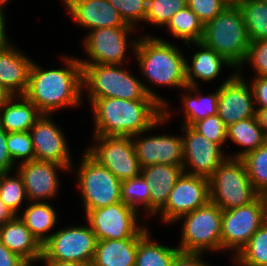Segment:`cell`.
Here are the masks:
<instances>
[{
	"instance_id": "cell-1",
	"label": "cell",
	"mask_w": 267,
	"mask_h": 266,
	"mask_svg": "<svg viewBox=\"0 0 267 266\" xmlns=\"http://www.w3.org/2000/svg\"><path fill=\"white\" fill-rule=\"evenodd\" d=\"M94 136H134L169 120L170 111L157 100L97 98L91 104Z\"/></svg>"
},
{
	"instance_id": "cell-2",
	"label": "cell",
	"mask_w": 267,
	"mask_h": 266,
	"mask_svg": "<svg viewBox=\"0 0 267 266\" xmlns=\"http://www.w3.org/2000/svg\"><path fill=\"white\" fill-rule=\"evenodd\" d=\"M63 68L43 70L35 62L29 73L24 96L41 114L52 115L65 107H78L82 103V66L79 59L64 55Z\"/></svg>"
},
{
	"instance_id": "cell-3",
	"label": "cell",
	"mask_w": 267,
	"mask_h": 266,
	"mask_svg": "<svg viewBox=\"0 0 267 266\" xmlns=\"http://www.w3.org/2000/svg\"><path fill=\"white\" fill-rule=\"evenodd\" d=\"M131 50L143 76L152 84L186 88V58L177 46L159 37L131 39Z\"/></svg>"
},
{
	"instance_id": "cell-4",
	"label": "cell",
	"mask_w": 267,
	"mask_h": 266,
	"mask_svg": "<svg viewBox=\"0 0 267 266\" xmlns=\"http://www.w3.org/2000/svg\"><path fill=\"white\" fill-rule=\"evenodd\" d=\"M82 66L83 90L86 89L90 104L97 98L125 100H157L169 110L168 101L156 95L122 65L90 64ZM123 68H122V67Z\"/></svg>"
},
{
	"instance_id": "cell-5",
	"label": "cell",
	"mask_w": 267,
	"mask_h": 266,
	"mask_svg": "<svg viewBox=\"0 0 267 266\" xmlns=\"http://www.w3.org/2000/svg\"><path fill=\"white\" fill-rule=\"evenodd\" d=\"M201 42L223 56L236 70L243 64L251 41L234 0L204 25Z\"/></svg>"
},
{
	"instance_id": "cell-6",
	"label": "cell",
	"mask_w": 267,
	"mask_h": 266,
	"mask_svg": "<svg viewBox=\"0 0 267 266\" xmlns=\"http://www.w3.org/2000/svg\"><path fill=\"white\" fill-rule=\"evenodd\" d=\"M258 196L242 159L228 157L209 177V199L222 210L250 204Z\"/></svg>"
},
{
	"instance_id": "cell-7",
	"label": "cell",
	"mask_w": 267,
	"mask_h": 266,
	"mask_svg": "<svg viewBox=\"0 0 267 266\" xmlns=\"http://www.w3.org/2000/svg\"><path fill=\"white\" fill-rule=\"evenodd\" d=\"M222 213L218 205L208 201L204 206L180 216L177 220L184 218V224L178 248L196 253L221 251Z\"/></svg>"
},
{
	"instance_id": "cell-8",
	"label": "cell",
	"mask_w": 267,
	"mask_h": 266,
	"mask_svg": "<svg viewBox=\"0 0 267 266\" xmlns=\"http://www.w3.org/2000/svg\"><path fill=\"white\" fill-rule=\"evenodd\" d=\"M77 172L85 214L121 202V181L86 151Z\"/></svg>"
},
{
	"instance_id": "cell-9",
	"label": "cell",
	"mask_w": 267,
	"mask_h": 266,
	"mask_svg": "<svg viewBox=\"0 0 267 266\" xmlns=\"http://www.w3.org/2000/svg\"><path fill=\"white\" fill-rule=\"evenodd\" d=\"M86 218L97 240L143 237L149 231L138 225L139 212L122 202L90 210Z\"/></svg>"
},
{
	"instance_id": "cell-10",
	"label": "cell",
	"mask_w": 267,
	"mask_h": 266,
	"mask_svg": "<svg viewBox=\"0 0 267 266\" xmlns=\"http://www.w3.org/2000/svg\"><path fill=\"white\" fill-rule=\"evenodd\" d=\"M266 220L267 209L259 196L250 204L223 210L222 250L234 252L235 258Z\"/></svg>"
},
{
	"instance_id": "cell-11",
	"label": "cell",
	"mask_w": 267,
	"mask_h": 266,
	"mask_svg": "<svg viewBox=\"0 0 267 266\" xmlns=\"http://www.w3.org/2000/svg\"><path fill=\"white\" fill-rule=\"evenodd\" d=\"M97 239L90 226L62 228L42 245L41 260L91 263Z\"/></svg>"
},
{
	"instance_id": "cell-12",
	"label": "cell",
	"mask_w": 267,
	"mask_h": 266,
	"mask_svg": "<svg viewBox=\"0 0 267 266\" xmlns=\"http://www.w3.org/2000/svg\"><path fill=\"white\" fill-rule=\"evenodd\" d=\"M96 145L85 150L120 181L136 177L141 166L130 136H94Z\"/></svg>"
},
{
	"instance_id": "cell-13",
	"label": "cell",
	"mask_w": 267,
	"mask_h": 266,
	"mask_svg": "<svg viewBox=\"0 0 267 266\" xmlns=\"http://www.w3.org/2000/svg\"><path fill=\"white\" fill-rule=\"evenodd\" d=\"M132 26L104 27L89 31L84 39V50L92 59H79L81 65L112 64L123 65L126 59L127 35L134 32Z\"/></svg>"
},
{
	"instance_id": "cell-14",
	"label": "cell",
	"mask_w": 267,
	"mask_h": 266,
	"mask_svg": "<svg viewBox=\"0 0 267 266\" xmlns=\"http://www.w3.org/2000/svg\"><path fill=\"white\" fill-rule=\"evenodd\" d=\"M209 199V178L185 172L178 178L165 206L159 211L165 223H173L189 212L204 206Z\"/></svg>"
},
{
	"instance_id": "cell-15",
	"label": "cell",
	"mask_w": 267,
	"mask_h": 266,
	"mask_svg": "<svg viewBox=\"0 0 267 266\" xmlns=\"http://www.w3.org/2000/svg\"><path fill=\"white\" fill-rule=\"evenodd\" d=\"M181 129L185 132L182 137L184 172L209 178L229 156H225L220 144L208 140L191 126L181 125ZM187 167H190L189 171Z\"/></svg>"
},
{
	"instance_id": "cell-16",
	"label": "cell",
	"mask_w": 267,
	"mask_h": 266,
	"mask_svg": "<svg viewBox=\"0 0 267 266\" xmlns=\"http://www.w3.org/2000/svg\"><path fill=\"white\" fill-rule=\"evenodd\" d=\"M240 74L235 71L218 87L217 115L226 127L257 114L251 86Z\"/></svg>"
},
{
	"instance_id": "cell-17",
	"label": "cell",
	"mask_w": 267,
	"mask_h": 266,
	"mask_svg": "<svg viewBox=\"0 0 267 266\" xmlns=\"http://www.w3.org/2000/svg\"><path fill=\"white\" fill-rule=\"evenodd\" d=\"M50 117L48 114H42L29 131L35 160L64 165L71 173L73 166L67 141L62 130L51 121Z\"/></svg>"
},
{
	"instance_id": "cell-18",
	"label": "cell",
	"mask_w": 267,
	"mask_h": 266,
	"mask_svg": "<svg viewBox=\"0 0 267 266\" xmlns=\"http://www.w3.org/2000/svg\"><path fill=\"white\" fill-rule=\"evenodd\" d=\"M138 133L132 136L136 157L141 168L152 164L182 166L184 152L182 136L153 135L146 138ZM141 135V136H140Z\"/></svg>"
},
{
	"instance_id": "cell-19",
	"label": "cell",
	"mask_w": 267,
	"mask_h": 266,
	"mask_svg": "<svg viewBox=\"0 0 267 266\" xmlns=\"http://www.w3.org/2000/svg\"><path fill=\"white\" fill-rule=\"evenodd\" d=\"M70 171L64 165L46 161L19 163L17 172L22 176L27 201H41L56 196L59 187L57 170Z\"/></svg>"
},
{
	"instance_id": "cell-20",
	"label": "cell",
	"mask_w": 267,
	"mask_h": 266,
	"mask_svg": "<svg viewBox=\"0 0 267 266\" xmlns=\"http://www.w3.org/2000/svg\"><path fill=\"white\" fill-rule=\"evenodd\" d=\"M63 3L73 21L87 30L130 26L108 0H63Z\"/></svg>"
},
{
	"instance_id": "cell-21",
	"label": "cell",
	"mask_w": 267,
	"mask_h": 266,
	"mask_svg": "<svg viewBox=\"0 0 267 266\" xmlns=\"http://www.w3.org/2000/svg\"><path fill=\"white\" fill-rule=\"evenodd\" d=\"M184 172L182 166L152 164L141 168L150 191V216L157 214L166 204L178 178Z\"/></svg>"
},
{
	"instance_id": "cell-22",
	"label": "cell",
	"mask_w": 267,
	"mask_h": 266,
	"mask_svg": "<svg viewBox=\"0 0 267 266\" xmlns=\"http://www.w3.org/2000/svg\"><path fill=\"white\" fill-rule=\"evenodd\" d=\"M32 63L27 55L12 44L0 51V85L12 95H24Z\"/></svg>"
},
{
	"instance_id": "cell-23",
	"label": "cell",
	"mask_w": 267,
	"mask_h": 266,
	"mask_svg": "<svg viewBox=\"0 0 267 266\" xmlns=\"http://www.w3.org/2000/svg\"><path fill=\"white\" fill-rule=\"evenodd\" d=\"M0 241L12 252L18 254L30 266L42 257V244L16 215L0 226Z\"/></svg>"
},
{
	"instance_id": "cell-24",
	"label": "cell",
	"mask_w": 267,
	"mask_h": 266,
	"mask_svg": "<svg viewBox=\"0 0 267 266\" xmlns=\"http://www.w3.org/2000/svg\"><path fill=\"white\" fill-rule=\"evenodd\" d=\"M200 49L190 59L191 64L186 59V84L189 86H198L197 79L204 81L214 80L220 74L222 66H228L236 70L230 62L219 55L214 49L207 47L203 42H192ZM191 66H190V65ZM197 78V79H196Z\"/></svg>"
},
{
	"instance_id": "cell-25",
	"label": "cell",
	"mask_w": 267,
	"mask_h": 266,
	"mask_svg": "<svg viewBox=\"0 0 267 266\" xmlns=\"http://www.w3.org/2000/svg\"><path fill=\"white\" fill-rule=\"evenodd\" d=\"M142 237L121 240H97L92 266H135L138 241Z\"/></svg>"
},
{
	"instance_id": "cell-26",
	"label": "cell",
	"mask_w": 267,
	"mask_h": 266,
	"mask_svg": "<svg viewBox=\"0 0 267 266\" xmlns=\"http://www.w3.org/2000/svg\"><path fill=\"white\" fill-rule=\"evenodd\" d=\"M41 115L37 107L24 95H13L0 108V126L7 133L28 132Z\"/></svg>"
},
{
	"instance_id": "cell-27",
	"label": "cell",
	"mask_w": 267,
	"mask_h": 266,
	"mask_svg": "<svg viewBox=\"0 0 267 266\" xmlns=\"http://www.w3.org/2000/svg\"><path fill=\"white\" fill-rule=\"evenodd\" d=\"M22 215H18L30 232L43 245L50 237L47 233L52 231L57 222V213L50 203L29 201Z\"/></svg>"
},
{
	"instance_id": "cell-28",
	"label": "cell",
	"mask_w": 267,
	"mask_h": 266,
	"mask_svg": "<svg viewBox=\"0 0 267 266\" xmlns=\"http://www.w3.org/2000/svg\"><path fill=\"white\" fill-rule=\"evenodd\" d=\"M227 139L238 144V146L240 145L244 147L243 150L235 155L229 156L230 158L239 159L257 149L267 141L257 116L230 124L227 127Z\"/></svg>"
},
{
	"instance_id": "cell-29",
	"label": "cell",
	"mask_w": 267,
	"mask_h": 266,
	"mask_svg": "<svg viewBox=\"0 0 267 266\" xmlns=\"http://www.w3.org/2000/svg\"><path fill=\"white\" fill-rule=\"evenodd\" d=\"M184 90L189 91L182 95V106L185 120L183 123L181 120V125L191 126L194 122L206 118L207 116L217 115L219 99L218 89L216 92L211 93L210 95L208 94L207 96H201V94L197 93L198 86H189L184 88ZM191 92H195L196 95L194 96Z\"/></svg>"
},
{
	"instance_id": "cell-30",
	"label": "cell",
	"mask_w": 267,
	"mask_h": 266,
	"mask_svg": "<svg viewBox=\"0 0 267 266\" xmlns=\"http://www.w3.org/2000/svg\"><path fill=\"white\" fill-rule=\"evenodd\" d=\"M242 13L250 41L267 39V0H234Z\"/></svg>"
},
{
	"instance_id": "cell-31",
	"label": "cell",
	"mask_w": 267,
	"mask_h": 266,
	"mask_svg": "<svg viewBox=\"0 0 267 266\" xmlns=\"http://www.w3.org/2000/svg\"><path fill=\"white\" fill-rule=\"evenodd\" d=\"M166 26L175 38L184 40L188 48H191L189 42H198L203 38L204 24L188 6L176 12Z\"/></svg>"
},
{
	"instance_id": "cell-32",
	"label": "cell",
	"mask_w": 267,
	"mask_h": 266,
	"mask_svg": "<svg viewBox=\"0 0 267 266\" xmlns=\"http://www.w3.org/2000/svg\"><path fill=\"white\" fill-rule=\"evenodd\" d=\"M180 249L157 244L150 239L149 231L138 241L135 266H170Z\"/></svg>"
},
{
	"instance_id": "cell-33",
	"label": "cell",
	"mask_w": 267,
	"mask_h": 266,
	"mask_svg": "<svg viewBox=\"0 0 267 266\" xmlns=\"http://www.w3.org/2000/svg\"><path fill=\"white\" fill-rule=\"evenodd\" d=\"M233 259L240 266H267V220Z\"/></svg>"
},
{
	"instance_id": "cell-34",
	"label": "cell",
	"mask_w": 267,
	"mask_h": 266,
	"mask_svg": "<svg viewBox=\"0 0 267 266\" xmlns=\"http://www.w3.org/2000/svg\"><path fill=\"white\" fill-rule=\"evenodd\" d=\"M121 202L139 212L138 206L143 205L144 211L150 215V191L140 174L136 177L121 181Z\"/></svg>"
},
{
	"instance_id": "cell-35",
	"label": "cell",
	"mask_w": 267,
	"mask_h": 266,
	"mask_svg": "<svg viewBox=\"0 0 267 266\" xmlns=\"http://www.w3.org/2000/svg\"><path fill=\"white\" fill-rule=\"evenodd\" d=\"M241 159L254 189L259 193L267 186V141Z\"/></svg>"
},
{
	"instance_id": "cell-36",
	"label": "cell",
	"mask_w": 267,
	"mask_h": 266,
	"mask_svg": "<svg viewBox=\"0 0 267 266\" xmlns=\"http://www.w3.org/2000/svg\"><path fill=\"white\" fill-rule=\"evenodd\" d=\"M11 172L0 173V198L16 215L19 213L21 204L27 200L24 181L17 172V176ZM24 200V201H23Z\"/></svg>"
},
{
	"instance_id": "cell-37",
	"label": "cell",
	"mask_w": 267,
	"mask_h": 266,
	"mask_svg": "<svg viewBox=\"0 0 267 266\" xmlns=\"http://www.w3.org/2000/svg\"><path fill=\"white\" fill-rule=\"evenodd\" d=\"M187 7V0H148L144 22L166 26L176 12Z\"/></svg>"
},
{
	"instance_id": "cell-38",
	"label": "cell",
	"mask_w": 267,
	"mask_h": 266,
	"mask_svg": "<svg viewBox=\"0 0 267 266\" xmlns=\"http://www.w3.org/2000/svg\"><path fill=\"white\" fill-rule=\"evenodd\" d=\"M6 144L14 164L17 163L16 160L20 159L19 163L35 160L32 137L29 131L7 133Z\"/></svg>"
},
{
	"instance_id": "cell-39",
	"label": "cell",
	"mask_w": 267,
	"mask_h": 266,
	"mask_svg": "<svg viewBox=\"0 0 267 266\" xmlns=\"http://www.w3.org/2000/svg\"><path fill=\"white\" fill-rule=\"evenodd\" d=\"M191 127L208 140L221 146L227 140V127L218 115L200 119L194 122Z\"/></svg>"
},
{
	"instance_id": "cell-40",
	"label": "cell",
	"mask_w": 267,
	"mask_h": 266,
	"mask_svg": "<svg viewBox=\"0 0 267 266\" xmlns=\"http://www.w3.org/2000/svg\"><path fill=\"white\" fill-rule=\"evenodd\" d=\"M124 22L134 28L138 21H145L148 0H108Z\"/></svg>"
},
{
	"instance_id": "cell-41",
	"label": "cell",
	"mask_w": 267,
	"mask_h": 266,
	"mask_svg": "<svg viewBox=\"0 0 267 266\" xmlns=\"http://www.w3.org/2000/svg\"><path fill=\"white\" fill-rule=\"evenodd\" d=\"M246 62L255 69V76H267V39L251 41L245 60L236 72H239Z\"/></svg>"
},
{
	"instance_id": "cell-42",
	"label": "cell",
	"mask_w": 267,
	"mask_h": 266,
	"mask_svg": "<svg viewBox=\"0 0 267 266\" xmlns=\"http://www.w3.org/2000/svg\"><path fill=\"white\" fill-rule=\"evenodd\" d=\"M233 0H187V6L205 25L218 15Z\"/></svg>"
},
{
	"instance_id": "cell-43",
	"label": "cell",
	"mask_w": 267,
	"mask_h": 266,
	"mask_svg": "<svg viewBox=\"0 0 267 266\" xmlns=\"http://www.w3.org/2000/svg\"><path fill=\"white\" fill-rule=\"evenodd\" d=\"M251 89L254 96L256 112L261 109H267V76H255L252 80Z\"/></svg>"
},
{
	"instance_id": "cell-44",
	"label": "cell",
	"mask_w": 267,
	"mask_h": 266,
	"mask_svg": "<svg viewBox=\"0 0 267 266\" xmlns=\"http://www.w3.org/2000/svg\"><path fill=\"white\" fill-rule=\"evenodd\" d=\"M202 254L179 250L174 255L170 266H209L203 261Z\"/></svg>"
},
{
	"instance_id": "cell-45",
	"label": "cell",
	"mask_w": 267,
	"mask_h": 266,
	"mask_svg": "<svg viewBox=\"0 0 267 266\" xmlns=\"http://www.w3.org/2000/svg\"><path fill=\"white\" fill-rule=\"evenodd\" d=\"M7 132L0 126V173L11 172L15 167L10 154L8 153Z\"/></svg>"
},
{
	"instance_id": "cell-46",
	"label": "cell",
	"mask_w": 267,
	"mask_h": 266,
	"mask_svg": "<svg viewBox=\"0 0 267 266\" xmlns=\"http://www.w3.org/2000/svg\"><path fill=\"white\" fill-rule=\"evenodd\" d=\"M0 266H30V265L18 254L10 251L0 241Z\"/></svg>"
},
{
	"instance_id": "cell-47",
	"label": "cell",
	"mask_w": 267,
	"mask_h": 266,
	"mask_svg": "<svg viewBox=\"0 0 267 266\" xmlns=\"http://www.w3.org/2000/svg\"><path fill=\"white\" fill-rule=\"evenodd\" d=\"M5 26H6L5 13L4 11H2L0 13V51L5 50L8 46L11 45L8 36L6 35L7 32Z\"/></svg>"
},
{
	"instance_id": "cell-48",
	"label": "cell",
	"mask_w": 267,
	"mask_h": 266,
	"mask_svg": "<svg viewBox=\"0 0 267 266\" xmlns=\"http://www.w3.org/2000/svg\"><path fill=\"white\" fill-rule=\"evenodd\" d=\"M16 214L0 198V226L12 220Z\"/></svg>"
},
{
	"instance_id": "cell-49",
	"label": "cell",
	"mask_w": 267,
	"mask_h": 266,
	"mask_svg": "<svg viewBox=\"0 0 267 266\" xmlns=\"http://www.w3.org/2000/svg\"><path fill=\"white\" fill-rule=\"evenodd\" d=\"M45 261L46 266H92L91 263H82V262H61V261H55V260H40Z\"/></svg>"
},
{
	"instance_id": "cell-50",
	"label": "cell",
	"mask_w": 267,
	"mask_h": 266,
	"mask_svg": "<svg viewBox=\"0 0 267 266\" xmlns=\"http://www.w3.org/2000/svg\"><path fill=\"white\" fill-rule=\"evenodd\" d=\"M259 124L264 131V135L267 139V109H261L256 114Z\"/></svg>"
},
{
	"instance_id": "cell-51",
	"label": "cell",
	"mask_w": 267,
	"mask_h": 266,
	"mask_svg": "<svg viewBox=\"0 0 267 266\" xmlns=\"http://www.w3.org/2000/svg\"><path fill=\"white\" fill-rule=\"evenodd\" d=\"M13 95L0 85V108L12 97Z\"/></svg>"
},
{
	"instance_id": "cell-52",
	"label": "cell",
	"mask_w": 267,
	"mask_h": 266,
	"mask_svg": "<svg viewBox=\"0 0 267 266\" xmlns=\"http://www.w3.org/2000/svg\"><path fill=\"white\" fill-rule=\"evenodd\" d=\"M259 197L267 209V186L259 192Z\"/></svg>"
},
{
	"instance_id": "cell-53",
	"label": "cell",
	"mask_w": 267,
	"mask_h": 266,
	"mask_svg": "<svg viewBox=\"0 0 267 266\" xmlns=\"http://www.w3.org/2000/svg\"><path fill=\"white\" fill-rule=\"evenodd\" d=\"M8 1H10V0H0V7H1V9L3 10V6L6 4V3H8Z\"/></svg>"
}]
</instances>
